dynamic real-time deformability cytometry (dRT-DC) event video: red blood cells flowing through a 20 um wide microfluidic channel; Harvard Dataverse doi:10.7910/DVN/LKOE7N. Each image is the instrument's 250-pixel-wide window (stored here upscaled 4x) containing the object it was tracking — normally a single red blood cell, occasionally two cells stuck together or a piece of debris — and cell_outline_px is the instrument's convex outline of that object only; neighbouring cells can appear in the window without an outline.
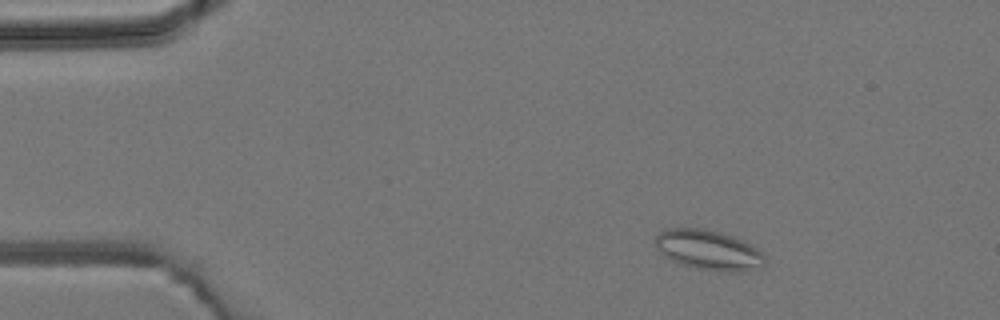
{"species": "common noctule bat (a hibernating species)", "species_latin": "Nyctalus noctula", "temperature_condition": "room temperature", "stored_images_in_passage": 4, "camera_frame_rate_fps": 3000, "um_per_image_px": 0.085, "animal": {"sex": "male", "body_mass_g": 19.2, "forearm_length_mm": 51.8}, "frame": {"image": 1, "passage_image": 2, "time_ms": 1.333, "image_size_px": [1000, 320], "cell_outline_px": [[764, 268], [740, 272], [728, 272], [696, 268], [680, 264], [664, 256], [656, 248], [656, 236], [664, 228], [704, 228], [736, 236], [744, 240], [756, 248], [764, 256]], "centroid_in_image_um": [60.24, 21.25], "position_along_channel_um": 24.8, "area_um2": 25.78}}
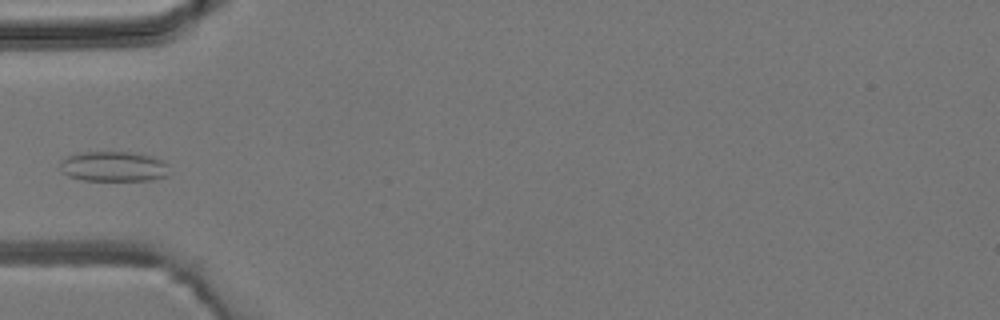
{"frame": {"image": 2, "passage_image": 4, "time_ms": 4.333, "image_size_px": [1000, 320], "cell_outline_px": [[164, 176], [152, 180], [84, 180], [68, 176], [60, 172], [60, 160], [68, 156], [80, 152], [128, 152], [152, 156], [160, 160], [164, 164]], "centroid_in_image_um": [9.52, 14.15], "position_along_channel_um": 75.5, "area_um2": 18.79}}